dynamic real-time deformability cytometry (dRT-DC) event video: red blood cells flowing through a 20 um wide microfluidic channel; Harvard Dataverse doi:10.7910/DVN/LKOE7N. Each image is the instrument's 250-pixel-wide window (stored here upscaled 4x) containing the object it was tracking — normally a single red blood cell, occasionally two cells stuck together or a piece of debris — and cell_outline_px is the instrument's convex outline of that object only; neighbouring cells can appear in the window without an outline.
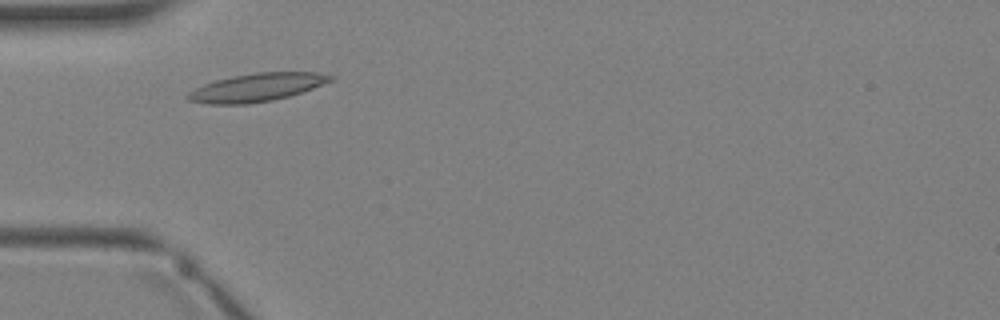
{"species": "Egyptian fruit bat (a non-hibernating species)", "species_latin": "Rousettus aegyptiacus", "temperature_condition": "warm", "stored_images_in_passage": 2, "camera_frame_rate_fps": 3000, "um_per_image_px": 0.085, "animal": {"sex": "female"}, "frame": {"image": 1, "passage_image": 1, "time_ms": 0.0, "image_size_px": [1000, 320], "cell_outline_px": [[336, 76], [332, 80], [312, 88], [288, 96], [272, 100], [248, 104], [208, 104], [188, 100], [184, 96], [188, 92], [204, 84], [216, 80], [256, 72], [316, 72]], "centroid_in_image_um": [21.8, 7.43], "position_along_channel_um": 63.2, "area_um2": 23.12}}
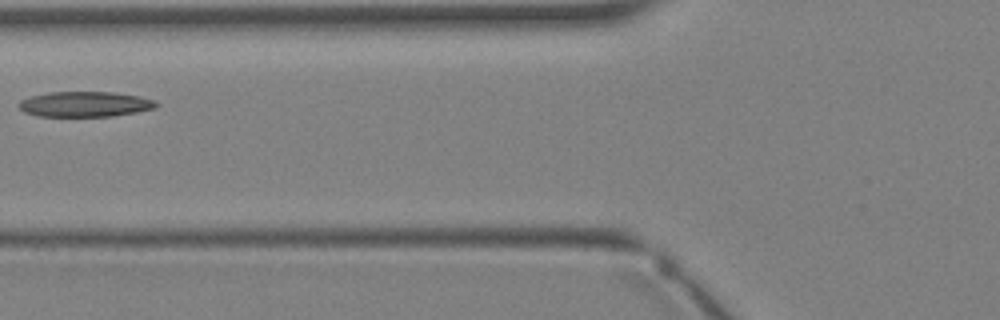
{"frame": {"image": 2, "passage_image": 2, "time_ms": 1.0, "image_size_px": [1000, 320], "cell_outline_px": [[160, 104], [156, 108], [136, 112], [112, 116], [40, 116], [24, 112], [16, 104], [20, 100], [32, 96], [48, 92], [112, 92], [140, 96], [152, 100]], "centroid_in_image_um": [7.22, 8.85], "position_along_channel_um": 118.6, "area_um2": 20.23}}